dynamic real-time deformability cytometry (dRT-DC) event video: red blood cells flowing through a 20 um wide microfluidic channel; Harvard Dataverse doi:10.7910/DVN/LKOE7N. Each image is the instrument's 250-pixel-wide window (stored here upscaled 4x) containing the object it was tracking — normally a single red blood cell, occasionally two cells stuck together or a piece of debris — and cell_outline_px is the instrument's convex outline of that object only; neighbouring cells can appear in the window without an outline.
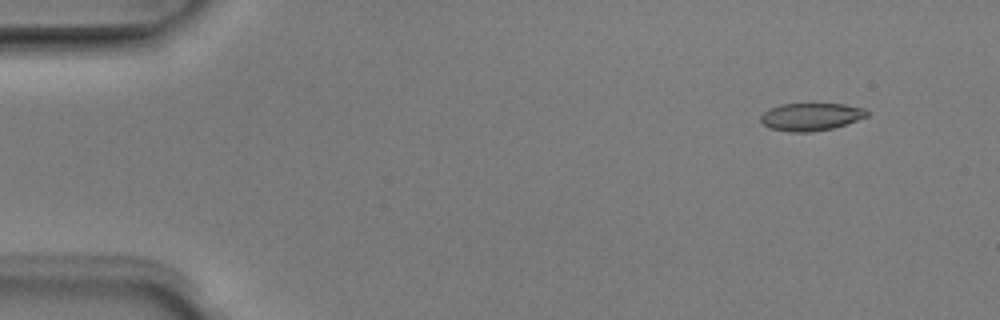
{"species": "Egyptian fruit bat (a non-hibernating species)", "species_latin": "Rousettus aegyptiacus", "temperature_condition": "room temperature", "stored_images_in_passage": 7, "camera_frame_rate_fps": 3000, "um_per_image_px": 0.085, "animal": {"sex": "male"}, "frame": {"image": 1, "passage_image": 2, "time_ms": 0.333, "image_size_px": [1000, 320], "cell_outline_px": [[868, 116], [832, 128], [812, 132], [788, 132], [772, 128], [764, 124], [760, 120], [760, 116], [764, 112], [780, 104], [844, 104], [864, 108], [868, 112]], "centroid_in_image_um": [68.93, 9.92], "position_along_channel_um": 16.1, "area_um2": 16.88}}
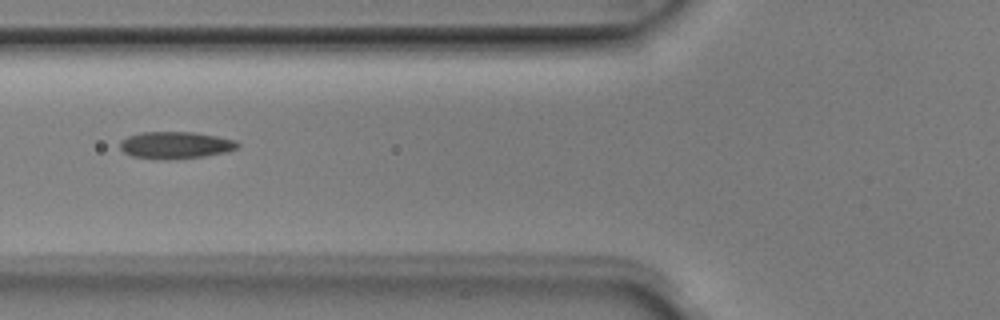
{"frame": {"image": 2, "passage_image": 6, "time_ms": 1.667, "image_size_px": [1000, 320], "cell_outline_px": [[240, 144], [236, 148], [224, 152], [204, 156], [168, 160], [164, 160], [132, 156], [124, 152], [120, 148], [120, 140], [128, 136], [140, 132], [192, 132], [216, 136], [236, 140]], "centroid_in_image_um": [14.88, 12.33], "position_along_channel_um": 110.9, "area_um2": 18.5}}
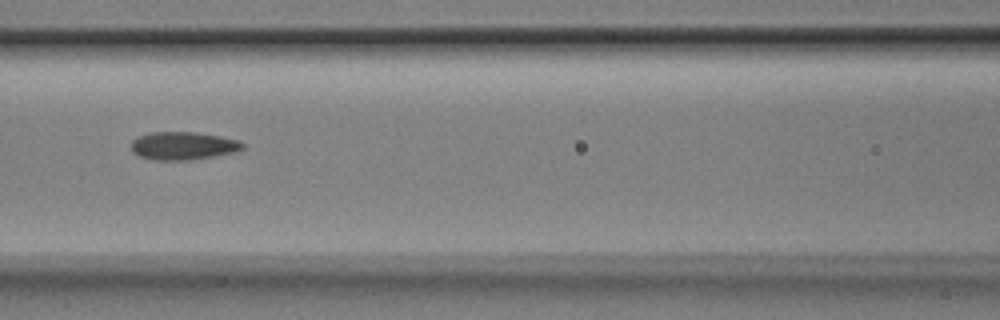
{"frame": {"image": 3, "passage_image": 7, "time_ms": 2.0, "image_size_px": [1000, 320], "cell_outline_px": [[244, 148], [236, 152], [192, 160], [156, 160], [140, 156], [132, 152], [132, 140], [140, 136], [152, 132], [196, 132], [220, 136], [240, 140], [244, 144]], "centroid_in_image_um": [15.61, 12.39], "position_along_channel_um": 151.0, "area_um2": 18.21}}